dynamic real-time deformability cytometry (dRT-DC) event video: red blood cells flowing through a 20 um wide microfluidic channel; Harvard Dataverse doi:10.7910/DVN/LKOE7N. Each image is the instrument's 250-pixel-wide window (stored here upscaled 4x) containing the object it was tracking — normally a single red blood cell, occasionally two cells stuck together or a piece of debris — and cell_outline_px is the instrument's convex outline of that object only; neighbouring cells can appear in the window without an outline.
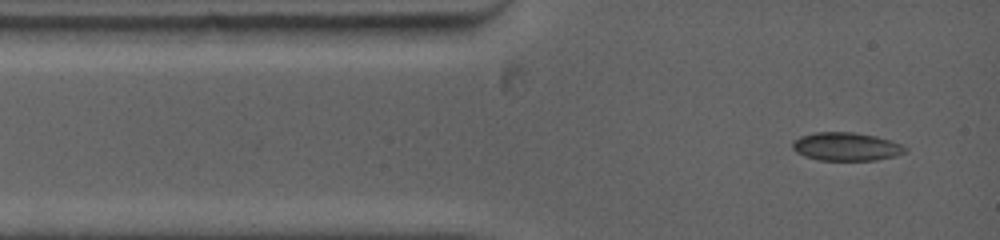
{"species": "common noctule bat (a hibernating species)", "species_latin": "Nyctalus noctula", "temperature_condition": "warm", "stored_images_in_passage": 8, "camera_frame_rate_fps": 5000, "um_per_image_px": 0.085, "animal": {"sex": "female", "body_mass_g": 19.0, "forearm_length_mm": 53.3}, "frame": {"image": 1, "passage_image": 1, "time_ms": 0.0, "image_size_px": [1000, 240], "cell_outline_px": [[908, 148], [904, 152], [896, 156], [876, 160], [816, 160], [804, 156], [796, 152], [792, 148], [792, 140], [800, 136], [816, 132], [856, 132], [876, 136], [892, 140]], "centroid_in_image_um": [71.91, 12.46], "position_along_channel_um": 13.1, "area_um2": 18.79}}
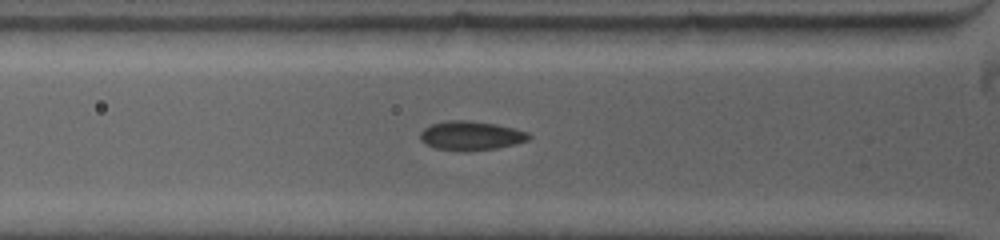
{"frame": {"image": 2, "passage_image": 6, "time_ms": 2.6, "image_size_px": [1000, 240], "cell_outline_px": [[532, 136], [528, 140], [496, 148], [468, 152], [464, 152], [436, 148], [424, 144], [420, 140], [420, 132], [424, 128], [432, 124], [448, 120], [468, 120], [496, 124], [528, 132]], "centroid_in_image_um": [39.99, 11.54], "position_along_channel_um": 85.8, "area_um2": 18.5}}
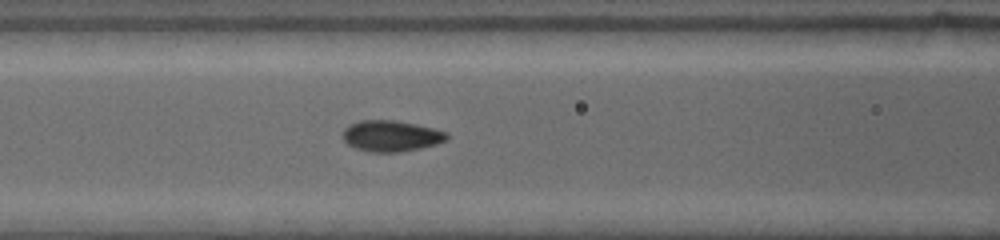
{"frame": {"image": 3, "passage_image": 8, "time_ms": 3.8, "image_size_px": [1000, 240], "cell_outline_px": [[448, 140], [436, 144], [420, 148], [400, 152], [368, 152], [356, 148], [348, 144], [344, 140], [344, 128], [348, 124], [360, 120], [396, 120], [416, 124], [448, 132]], "centroid_in_image_um": [33.25, 11.55], "position_along_channel_um": 133.3, "area_um2": 18.9}}